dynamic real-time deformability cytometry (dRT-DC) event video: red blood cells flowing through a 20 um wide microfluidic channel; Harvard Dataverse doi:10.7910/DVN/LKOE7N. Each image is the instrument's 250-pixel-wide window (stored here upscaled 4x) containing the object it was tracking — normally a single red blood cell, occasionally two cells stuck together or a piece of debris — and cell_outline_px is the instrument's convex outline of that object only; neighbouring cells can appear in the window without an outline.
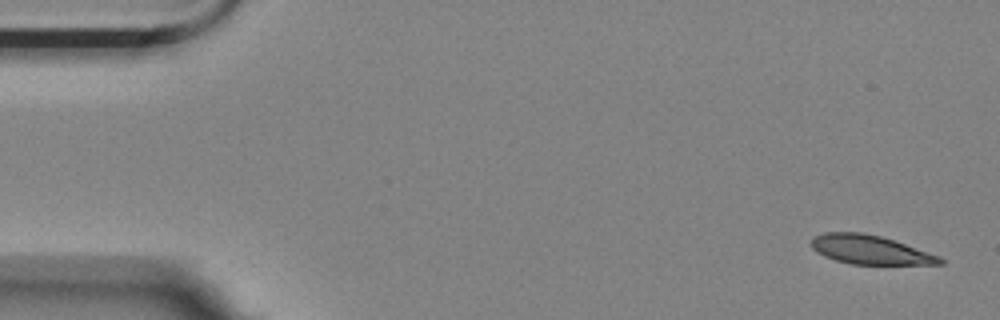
{"species": "Egyptian fruit bat (a non-hibernating species)", "species_latin": "Rousettus aegyptiacus", "temperature_condition": "room temperature", "stored_images_in_passage": 55, "camera_frame_rate_fps": 3000, "um_per_image_px": 0.085, "animal": {"sex": "female"}, "frame": {"image": 1, "passage_image": 1, "time_ms": 0.0, "image_size_px": [1000, 320], "cell_outline_px": [[944, 264], [852, 264], [836, 260], [824, 256], [816, 252], [812, 248], [812, 236], [824, 232], [860, 232], [880, 236], [940, 256], [944, 260]], "centroid_in_image_um": [73.92, 21.22], "position_along_channel_um": 11.1, "area_um2": 21.5}}
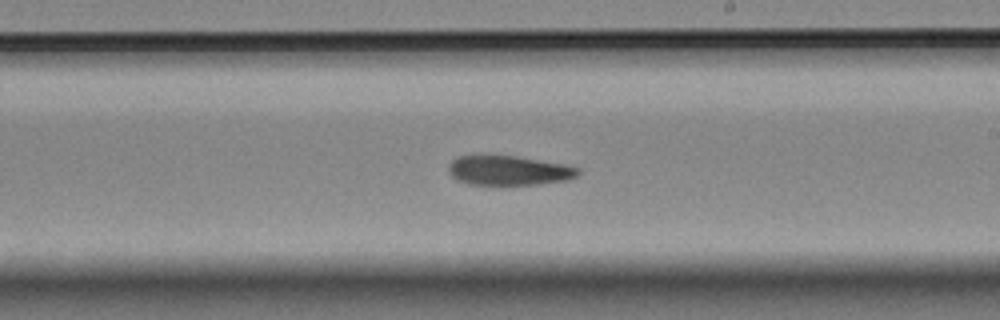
{"frame": {"image": 2, "passage_image": 31, "time_ms": 10.0, "image_size_px": [1000, 320], "cell_outline_px": [[580, 176], [568, 180], [536, 184], [468, 184], [456, 180], [448, 172], [448, 168], [452, 160], [460, 156], [516, 156], [564, 164], [580, 168]], "centroid_in_image_um": [43.28, 14.49], "position_along_channel_um": 245.7, "area_um2": 22.2}}
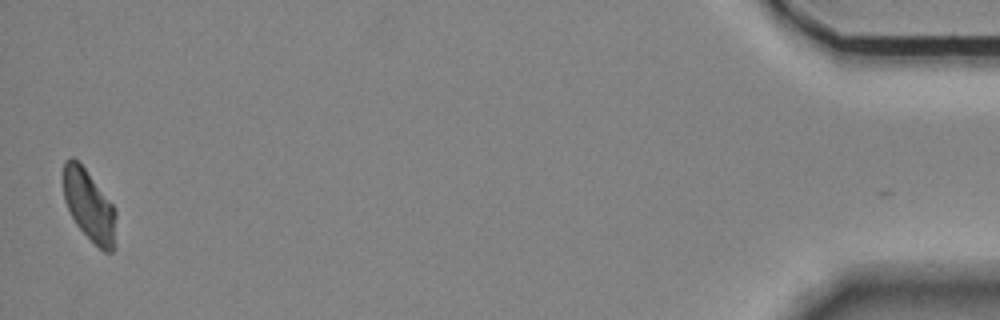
{"frame": {"image": 3, "passage_image": 54, "time_ms": 17.667, "image_size_px": [1000, 320], "cell_outline_px": [[116, 248], [112, 252], [104, 252], [76, 224], [64, 200], [64, 160], [68, 156], [72, 156], [84, 168], [112, 204], [116, 212]], "centroid_in_image_um": [7.6, 17.5], "position_along_channel_um": 427.6, "area_um2": 21.56}, "authors_computed_cell_mechanics": {"area_um2": 23.2934, "velocity_mm_per_s": 3.5446, "shape_relaxation_time_tau1_ms": null, "shape_relaxation_time_tau2_ms": 10.1438, "deformation_change_tau1": null, "deformation_change_tau2": 0.1574}}